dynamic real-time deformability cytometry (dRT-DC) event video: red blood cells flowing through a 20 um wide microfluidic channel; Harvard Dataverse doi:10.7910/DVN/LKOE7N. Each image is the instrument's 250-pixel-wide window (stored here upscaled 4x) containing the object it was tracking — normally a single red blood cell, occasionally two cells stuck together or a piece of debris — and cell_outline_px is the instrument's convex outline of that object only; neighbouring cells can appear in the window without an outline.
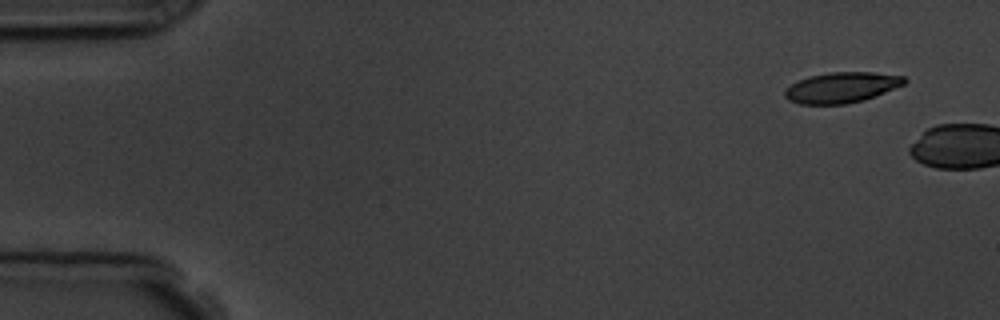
{"species": "common noctule bat (a hibernating species)", "species_latin": "Nyctalus noctula", "temperature_condition": "room temperature", "stored_images_in_passage": 2, "camera_frame_rate_fps": 3000, "um_per_image_px": 0.085, "animal": {"sex": "male", "body_mass_g": 19.5, "forearm_length_mm": 54.6}, "frame": {"image": 1, "passage_image": 2, "time_ms": 1.333, "image_size_px": [1000, 320], "cell_outline_px": [[908, 80], [904, 84], [864, 100], [844, 104], [800, 104], [788, 100], [784, 96], [784, 92], [792, 84], [808, 76], [828, 72], [872, 72], [904, 76]], "centroid_in_image_um": [71.53, 7.43], "position_along_channel_um": 13.5, "area_um2": 21.15}}